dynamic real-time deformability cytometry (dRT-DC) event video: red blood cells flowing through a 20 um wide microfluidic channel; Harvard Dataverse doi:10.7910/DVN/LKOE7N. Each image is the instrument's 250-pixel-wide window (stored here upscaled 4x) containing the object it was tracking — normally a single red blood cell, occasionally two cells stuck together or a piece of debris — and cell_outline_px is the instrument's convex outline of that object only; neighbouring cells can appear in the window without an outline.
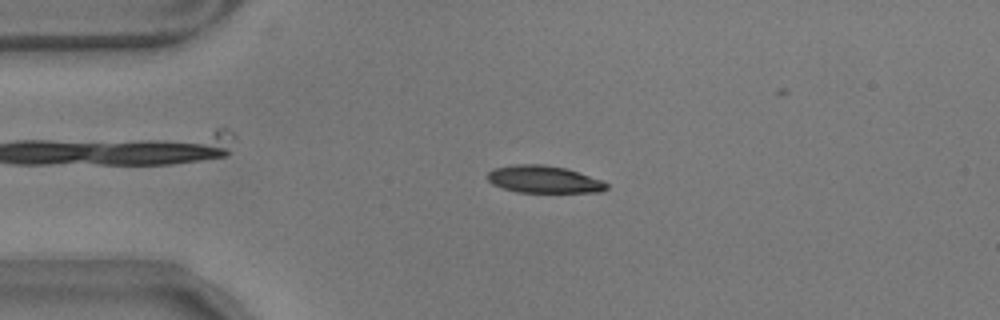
{"species": "common noctule bat (a hibernating species)", "species_latin": "Nyctalus noctula", "temperature_condition": "warm", "stored_images_in_passage": 46, "camera_frame_rate_fps": 3000, "um_per_image_px": 0.085, "animal": {"sex": "male", "body_mass_g": 17.9}, "frame": {"image": 1, "passage_image": 12, "time_ms": 3.667, "image_size_px": [1000, 320], "cell_outline_px": [[608, 188], [600, 192], [516, 192], [492, 184], [488, 180], [488, 172], [492, 168], [516, 164], [544, 164], [564, 168], [604, 180], [608, 184]], "centroid_in_image_um": [46.23, 15.24], "position_along_channel_um": 38.8, "area_um2": 18.96}}
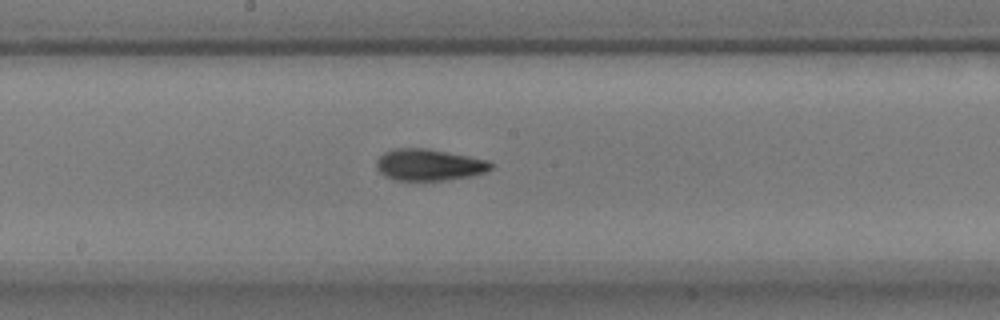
{"frame": {"image": 2, "passage_image": 29, "time_ms": 9.333, "image_size_px": [1000, 320], "cell_outline_px": [[492, 168], [484, 172], [472, 176], [444, 180], [396, 180], [384, 176], [376, 168], [376, 160], [384, 152], [396, 148], [428, 148], [488, 160], [492, 164]], "centroid_in_image_um": [36.44, 14.0], "position_along_channel_um": 211.8, "area_um2": 21.04}}
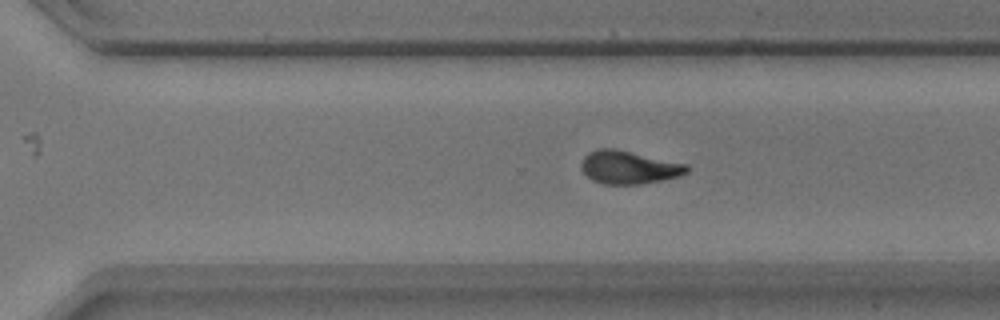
{"frame": {"image": 3, "passage_image": 38, "time_ms": 12.333, "image_size_px": [1000, 320], "cell_outline_px": [[688, 172], [680, 176], [640, 184], [604, 184], [592, 180], [580, 168], [580, 164], [584, 156], [588, 152], [600, 148], [616, 148], [688, 164]], "centroid_in_image_um": [53.44, 14.21], "position_along_channel_um": 317.2, "area_um2": 20.46}}